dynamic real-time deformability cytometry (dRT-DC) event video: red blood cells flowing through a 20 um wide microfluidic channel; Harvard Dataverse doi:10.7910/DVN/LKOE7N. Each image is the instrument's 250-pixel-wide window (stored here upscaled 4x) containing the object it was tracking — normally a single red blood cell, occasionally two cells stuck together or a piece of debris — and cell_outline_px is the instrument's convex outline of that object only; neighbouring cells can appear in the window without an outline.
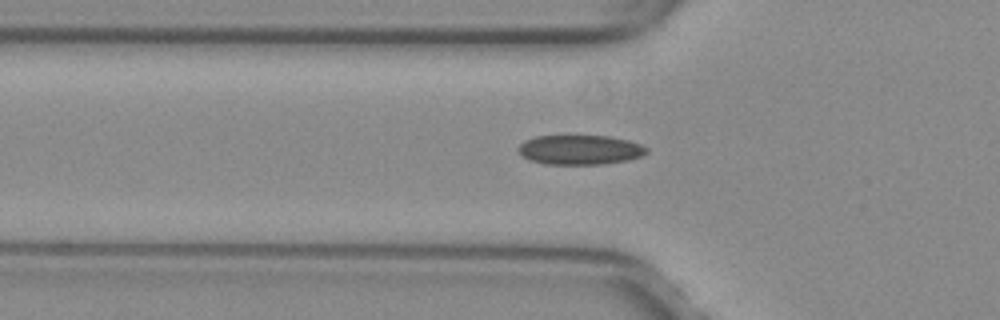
{"species": "common noctule bat (a hibernating species)", "species_latin": "Nyctalus noctula", "temperature_condition": "warm", "stored_images_in_passage": 37, "camera_frame_rate_fps": 3000, "um_per_image_px": 0.085, "animal": {"sex": "female", "body_mass_g": 29.2, "forearm_length_mm": 56.3}, "frame": {"image": 1, "passage_image": 3, "time_ms": 0.667, "image_size_px": [1000, 320], "cell_outline_px": [[648, 152], [644, 156], [628, 160], [604, 164], [544, 164], [528, 160], [520, 152], [520, 144], [524, 140], [536, 136], [608, 136], [628, 140], [640, 144], [648, 148]], "centroid_in_image_um": [49.34, 12.74], "position_along_channel_um": 76.5, "area_um2": 22.14}}
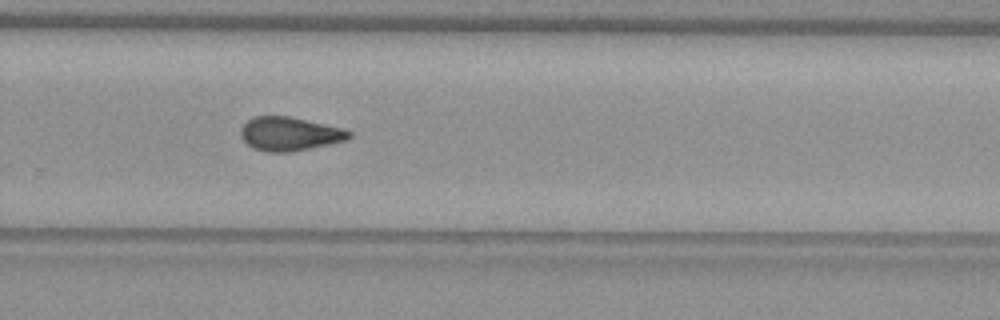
{"frame": {"image": 2, "passage_image": 20, "time_ms": 6.333, "image_size_px": [1000, 320], "cell_outline_px": [[352, 136], [348, 140], [332, 144], [292, 152], [268, 152], [256, 148], [248, 144], [244, 140], [240, 132], [240, 128], [248, 120], [256, 116], [288, 116], [344, 128], [352, 132]], "centroid_in_image_um": [24.67, 11.38], "position_along_channel_um": 305.1, "area_um2": 21.33}}
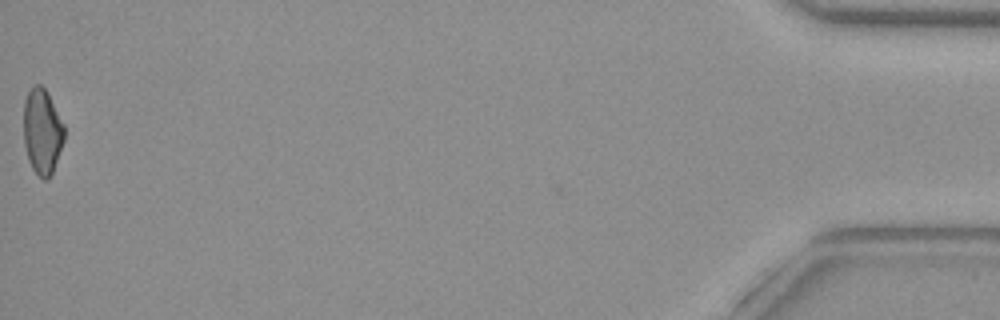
{"frame": {"image": 3, "passage_image": 37, "time_ms": 12.0, "image_size_px": [1000, 320], "cell_outline_px": [[64, 140], [52, 176], [48, 180], [44, 180], [32, 168], [28, 160], [24, 144], [24, 100], [32, 84], [40, 84], [48, 92], [64, 124]], "centroid_in_image_um": [3.59, 11.17], "position_along_channel_um": 431.6, "area_um2": 20.52}, "authors_computed_cell_mechanics": {"area_um2": 21.3282, "velocity_mm_per_s": 4.0324, "shape_relaxation_time_tau1_ms": null, "shape_relaxation_time_tau2_ms": 3.3153, "deformation_change_tau1": null, "deformation_change_tau2": 0.0959}}